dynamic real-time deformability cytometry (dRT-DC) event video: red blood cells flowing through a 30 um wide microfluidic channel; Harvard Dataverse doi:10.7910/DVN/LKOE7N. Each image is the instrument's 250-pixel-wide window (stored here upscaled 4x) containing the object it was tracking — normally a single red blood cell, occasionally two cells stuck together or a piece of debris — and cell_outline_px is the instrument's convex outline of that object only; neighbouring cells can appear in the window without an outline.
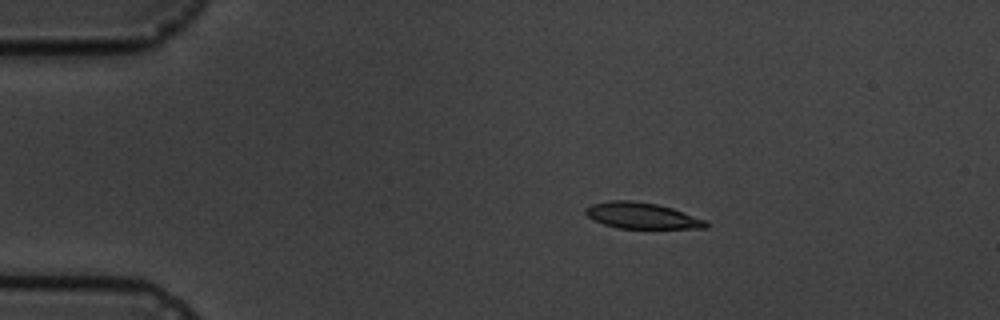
{"species": "common noctule bat (a hibernating species)", "species_latin": "Nyctalus noctula", "temperature_condition": "cold", "stored_images_in_passage": 5, "camera_frame_rate_fps": 3000, "um_per_image_px": 0.085, "animal": {"sex": "male", "body_mass_g": 19.5, "forearm_length_mm": 54.6}, "frame": {"image": 1, "passage_image": 2, "time_ms": 2.0, "image_size_px": [1000, 320], "cell_outline_px": [[708, 228], [616, 228], [604, 224], [588, 216], [584, 212], [584, 208], [592, 204], [612, 200], [628, 200], [656, 204], [672, 208], [708, 220]], "centroid_in_image_um": [54.58, 18.33], "position_along_channel_um": 30.4, "area_um2": 18.21}}
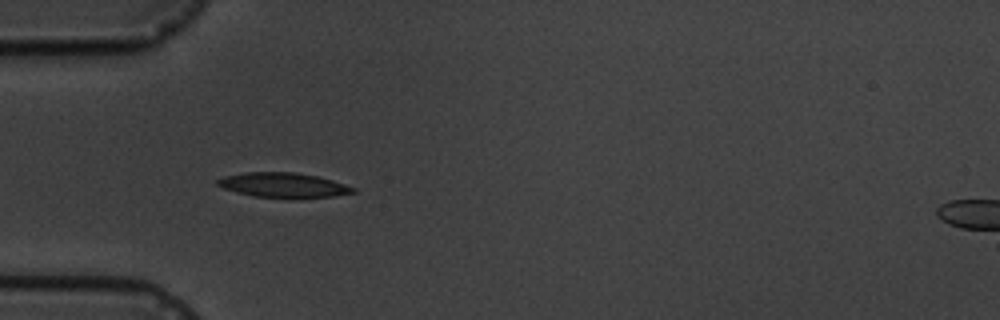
{"frame": {"image": 2, "passage_image": 4, "time_ms": 4.333, "image_size_px": [1000, 320], "cell_outline_px": [[356, 192], [332, 196], [300, 200], [252, 196], [236, 192], [224, 188], [216, 184], [216, 180], [224, 176], [244, 172], [292, 172], [316, 176], [332, 180], [356, 188]], "centroid_in_image_um": [24.09, 15.76], "position_along_channel_um": 60.9, "area_um2": 20.0}}
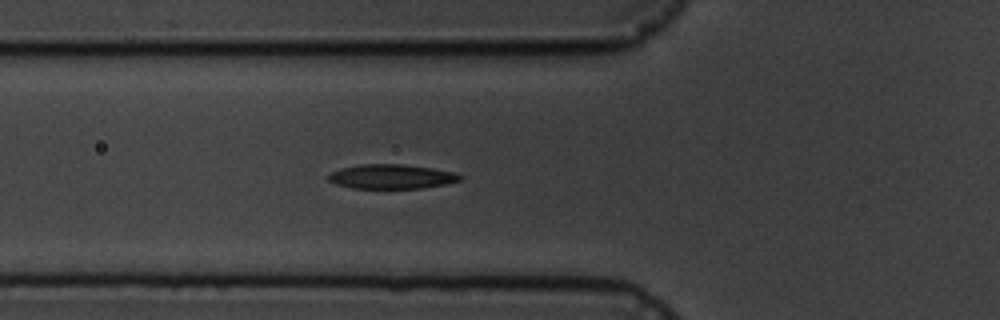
{"frame": {"image": 3, "passage_image": 5, "time_ms": 5.333, "image_size_px": [1000, 320], "cell_outline_px": [[464, 176], [460, 180], [444, 184], [424, 188], [352, 188], [336, 184], [328, 180], [328, 176], [332, 172], [340, 168], [360, 164], [404, 164], [432, 168], [456, 172]], "centroid_in_image_um": [33.3, 15.0], "position_along_channel_um": 92.5, "area_um2": 18.79}}